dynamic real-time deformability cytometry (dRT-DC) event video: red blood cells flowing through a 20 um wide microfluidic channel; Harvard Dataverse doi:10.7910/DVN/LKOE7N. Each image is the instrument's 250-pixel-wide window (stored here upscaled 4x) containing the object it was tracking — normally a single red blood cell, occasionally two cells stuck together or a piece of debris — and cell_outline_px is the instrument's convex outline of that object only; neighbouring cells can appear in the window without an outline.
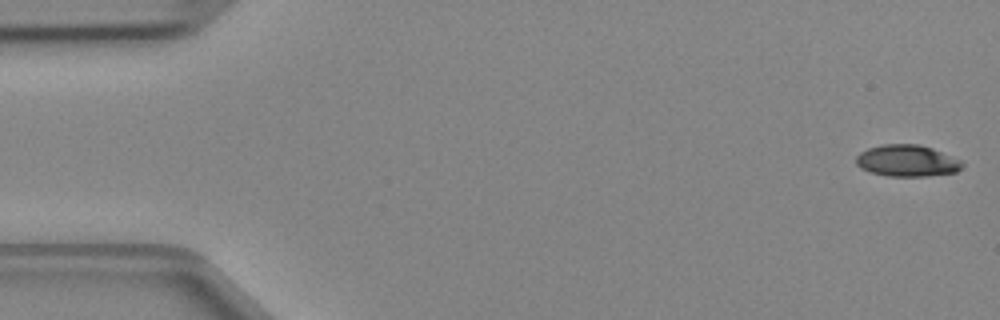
{"species": "Egyptian fruit bat (a non-hibernating species)", "species_latin": "Rousettus aegyptiacus", "temperature_condition": "cold", "stored_images_in_passage": 47, "camera_frame_rate_fps": 3000, "um_per_image_px": 0.085, "animal": {"sex": "female"}, "frame": {"image": 1, "passage_image": 1, "time_ms": 0.0, "image_size_px": [1000, 320], "cell_outline_px": [[964, 164], [956, 172], [928, 176], [888, 176], [872, 172], [860, 168], [856, 164], [856, 156], [860, 152], [868, 148], [880, 144], [920, 144], [932, 148], [960, 160]], "centroid_in_image_um": [77.07, 13.66], "position_along_channel_um": 7.9, "area_um2": 19.54}}
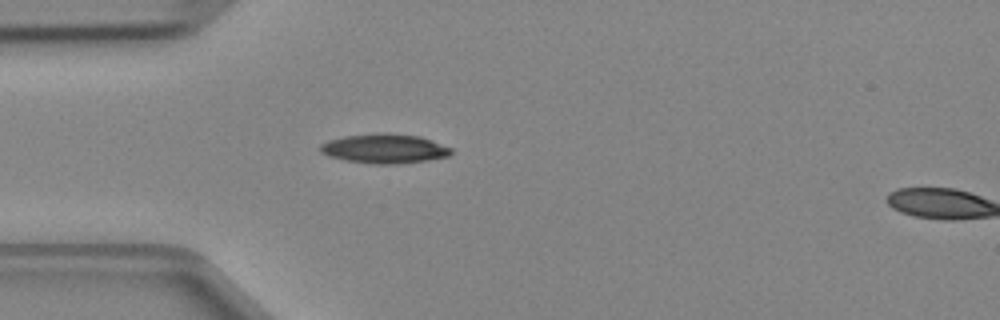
{"frame": {"image": 2, "passage_image": 13, "time_ms": 4.0, "image_size_px": [1000, 320], "cell_outline_px": [[452, 152], [448, 156], [428, 160], [396, 164], [376, 164], [348, 160], [328, 156], [320, 152], [320, 144], [328, 140], [344, 136], [380, 132], [388, 132], [420, 136], [432, 140], [452, 148]], "centroid_in_image_um": [32.69, 12.61], "position_along_channel_um": 52.3, "area_um2": 22.54}}
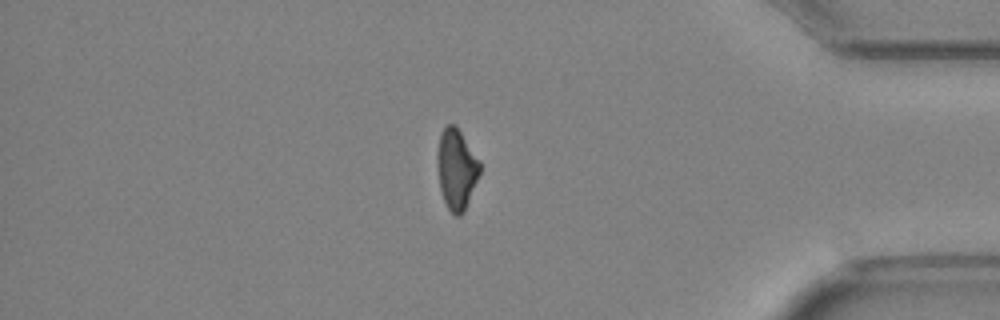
{"frame": {"image": 3, "passage_image": 40, "time_ms": 13.0, "image_size_px": [1000, 320], "cell_outline_px": [[480, 172], [464, 212], [460, 216], [456, 216], [448, 208], [444, 200], [440, 188], [436, 160], [436, 156], [440, 132], [448, 124], [452, 124], [460, 132], [480, 160]], "centroid_in_image_um": [38.78, 14.37], "position_along_channel_um": 396.4, "area_um2": 19.77}}